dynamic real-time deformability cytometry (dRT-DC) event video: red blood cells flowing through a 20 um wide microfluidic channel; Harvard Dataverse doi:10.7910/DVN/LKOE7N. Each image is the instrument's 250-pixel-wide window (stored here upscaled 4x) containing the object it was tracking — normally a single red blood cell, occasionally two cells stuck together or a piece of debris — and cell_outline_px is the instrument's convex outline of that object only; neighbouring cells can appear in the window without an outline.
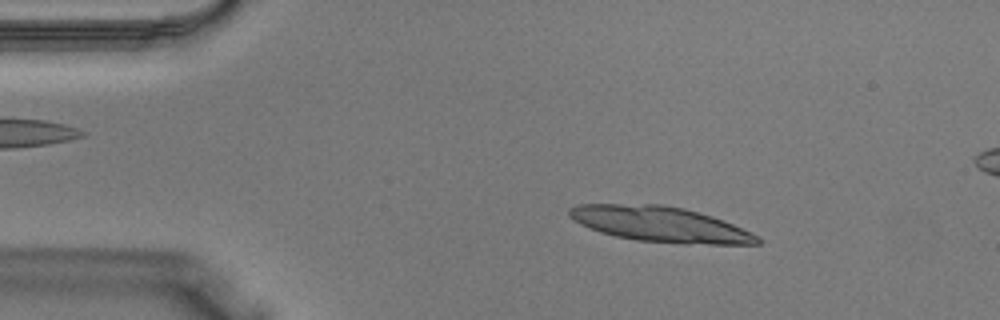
{"species": "Egyptian fruit bat (a non-hibernating species)", "species_latin": "Rousettus aegyptiacus", "temperature_condition": "warm", "stored_images_in_passage": 38, "segment_of_instrument_passage": [1, 2], "camera_frame_rate_fps": 3000, "um_per_image_px": 0.085, "animal": {"sex": "male"}, "frame": {"image": 1, "passage_image": 5, "time_ms": 1.333, "image_size_px": [1000, 320], "cell_outline_px": [[764, 240], [760, 244], [684, 244], [636, 240], [616, 236], [600, 232], [580, 224], [568, 216], [568, 208], [580, 204], [664, 204], [684, 208], [712, 216], [724, 220]], "centroid_in_image_um": [56.1, 19.06], "position_along_channel_um": 28.9, "area_um2": 38.67}}